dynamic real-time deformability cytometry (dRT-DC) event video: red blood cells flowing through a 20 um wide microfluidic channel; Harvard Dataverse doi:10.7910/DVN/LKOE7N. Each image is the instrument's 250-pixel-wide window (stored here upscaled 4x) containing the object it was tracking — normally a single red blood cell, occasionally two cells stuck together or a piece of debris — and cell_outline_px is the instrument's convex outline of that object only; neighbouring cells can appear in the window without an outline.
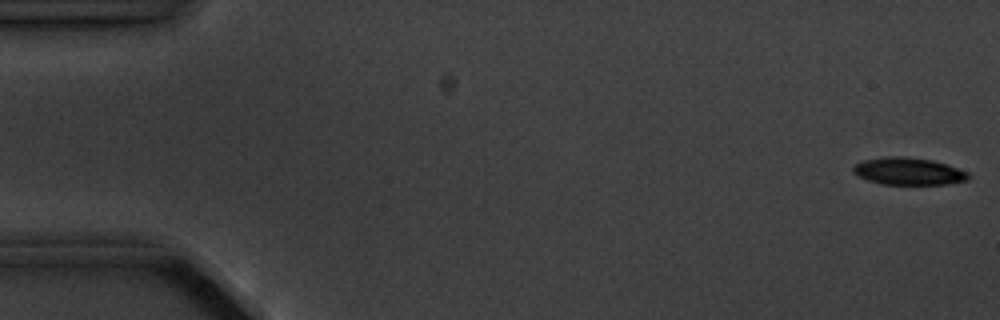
{"species": "common noctule bat (a hibernating species)", "species_latin": "Nyctalus noctula", "temperature_condition": "cold", "stored_images_in_passage": 4, "camera_frame_rate_fps": 3000, "um_per_image_px": 0.085, "animal": {"sex": "male", "body_mass_g": 20.1, "forearm_length_mm": 53.5}, "frame": {"image": 1, "passage_image": 1, "time_ms": 0.0, "image_size_px": [1000, 320], "cell_outline_px": [[968, 180], [948, 184], [884, 184], [868, 180], [852, 172], [852, 168], [856, 164], [864, 160], [888, 156], [904, 156], [932, 160], [948, 164], [968, 172]], "centroid_in_image_um": [77.24, 14.55], "position_along_channel_um": 7.8, "area_um2": 18.21}}